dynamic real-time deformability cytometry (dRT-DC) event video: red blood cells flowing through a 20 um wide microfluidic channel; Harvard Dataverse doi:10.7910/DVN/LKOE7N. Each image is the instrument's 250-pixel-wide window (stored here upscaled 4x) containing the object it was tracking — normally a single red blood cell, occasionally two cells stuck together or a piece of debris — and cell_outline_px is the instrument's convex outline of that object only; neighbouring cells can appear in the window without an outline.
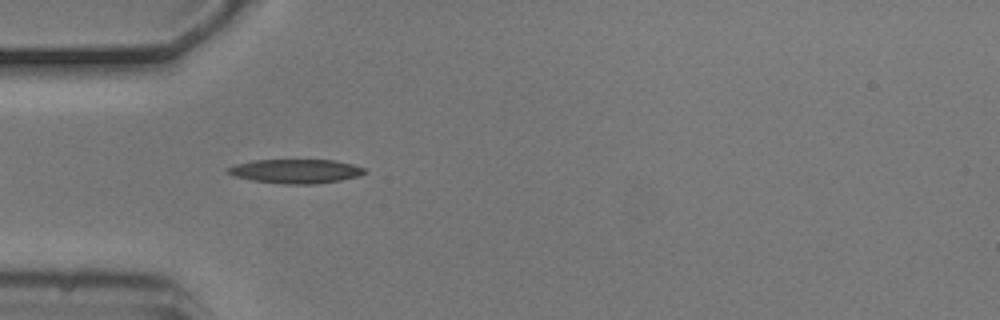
{"species": "common noctule bat (a hibernating species)", "species_latin": "Nyctalus noctula", "temperature_condition": "cold", "stored_images_in_passage": 6, "segment_of_instrument_passage": [2, 2], "camera_frame_rate_fps": 3000, "um_per_image_px": 0.085, "animal": {"sex": "male", "body_mass_g": 20.5, "forearm_length_mm": 52.5}, "frame": {"image": 1, "passage_image": 5, "time_ms": 1.333, "image_size_px": [1000, 320], "cell_outline_px": [[368, 172], [360, 176], [340, 180], [316, 184], [284, 184], [252, 180], [236, 176], [228, 172], [224, 168], [236, 164], [252, 160], [336, 160], [352, 164], [364, 168]], "centroid_in_image_um": [25.16, 14.55], "position_along_channel_um": 59.8, "area_um2": 19.25}}